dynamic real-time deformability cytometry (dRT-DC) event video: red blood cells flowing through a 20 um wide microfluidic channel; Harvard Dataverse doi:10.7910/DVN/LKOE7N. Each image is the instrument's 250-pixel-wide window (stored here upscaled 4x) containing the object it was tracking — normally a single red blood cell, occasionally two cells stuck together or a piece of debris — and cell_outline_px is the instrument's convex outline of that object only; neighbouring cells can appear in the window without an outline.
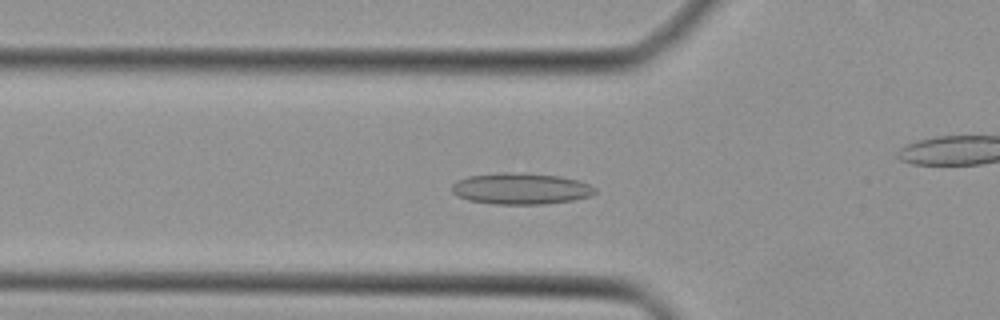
{"species": "Egyptian fruit bat (a non-hibernating species)", "species_latin": "Rousettus aegyptiacus", "temperature_condition": "cold", "stored_images_in_passage": 47, "camera_frame_rate_fps": 3000, "um_per_image_px": 0.085, "animal": {"sex": "female"}, "frame": {"image": 1, "passage_image": 16, "time_ms": 5.0, "image_size_px": [1000, 320], "cell_outline_px": [[596, 192], [592, 196], [572, 200], [544, 204], [496, 204], [468, 200], [456, 196], [452, 192], [452, 184], [456, 180], [468, 176], [500, 172], [508, 172], [560, 176], [580, 180], [596, 188]], "centroid_in_image_um": [44.26, 16.03], "position_along_channel_um": 81.5, "area_um2": 26.24}}
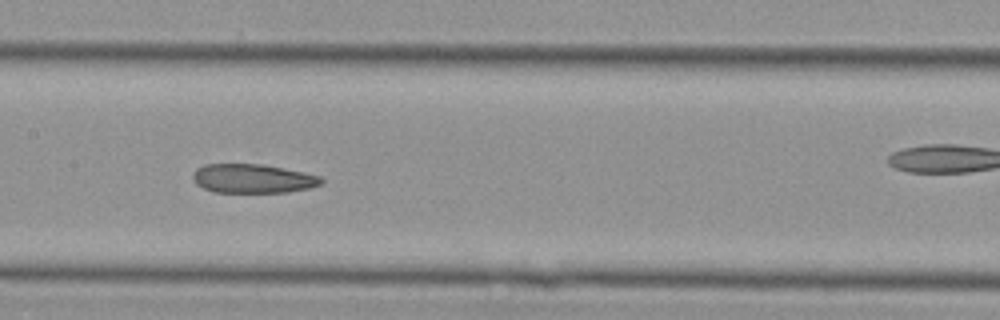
{"frame": {"image": 2, "passage_image": 23, "time_ms": 7.333, "image_size_px": [1000, 320], "cell_outline_px": [[324, 180], [320, 184], [308, 188], [288, 192], [212, 192], [196, 184], [192, 180], [192, 172], [196, 168], [204, 164], [264, 164], [304, 172], [320, 176]], "centroid_in_image_um": [21.45, 15.17], "position_along_channel_um": 186.0, "area_um2": 21.85}}
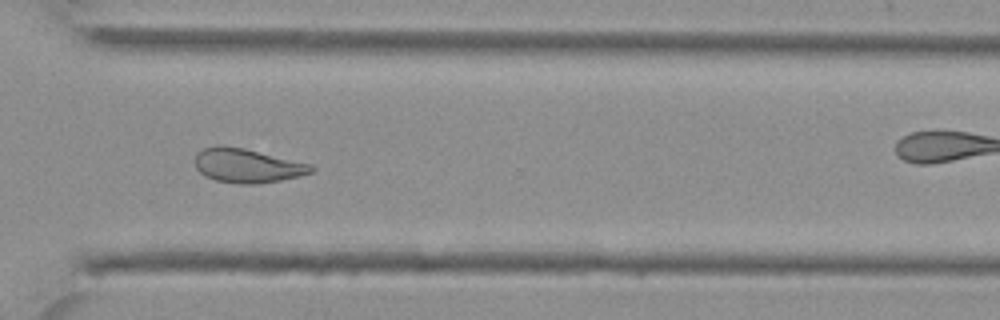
{"frame": {"image": 3, "passage_image": 34, "time_ms": 11.0, "image_size_px": [1000, 320], "cell_outline_px": [[316, 168], [312, 172], [300, 176], [280, 180], [256, 184], [240, 184], [216, 180], [204, 176], [196, 168], [196, 152], [204, 148], [216, 144], [220, 144], [244, 148], [312, 164]], "centroid_in_image_um": [21.01, 14.07], "position_along_channel_um": 349.6, "area_um2": 23.24}}